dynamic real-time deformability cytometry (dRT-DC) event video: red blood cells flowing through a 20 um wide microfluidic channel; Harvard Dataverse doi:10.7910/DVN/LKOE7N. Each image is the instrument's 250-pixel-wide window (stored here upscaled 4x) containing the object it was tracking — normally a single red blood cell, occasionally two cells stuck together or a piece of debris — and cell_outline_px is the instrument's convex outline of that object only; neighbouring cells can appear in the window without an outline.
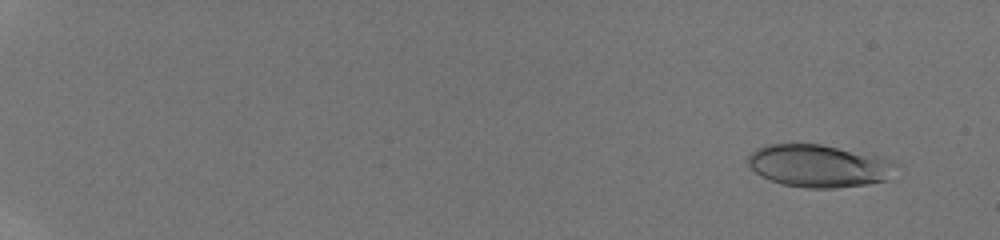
{"species": "human", "species_latin": "Homo sapiens", "temperature_condition": "room temperature", "stored_images_in_passage": 15, "camera_frame_rate_fps": 3000, "um_per_image_px": 0.085, "donor": {"sex": "male"}, "frame": {"image": 1, "passage_image": 4, "time_ms": 1.333, "image_size_px": [1000, 240], "cell_outline_px": [[900, 164], [884, 180], [868, 184], [836, 188], [808, 188], [780, 184], [760, 176], [748, 164], [748, 156], [756, 148], [768, 144], [820, 144], [884, 156], [896, 160]], "centroid_in_image_um": [69.64, 14.09], "position_along_channel_um": 15.4, "area_um2": 37.05}}
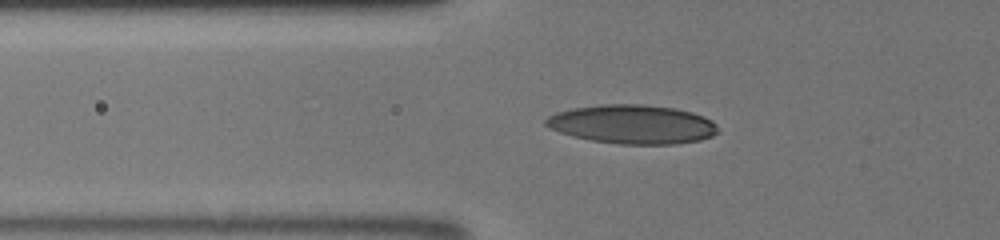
{"frame": {"image": 2, "passage_image": 13, "time_ms": 7.333, "image_size_px": [1000, 240], "cell_outline_px": [[720, 132], [712, 136], [700, 140], [676, 144], [620, 144], [592, 140], [572, 136], [560, 132], [544, 124], [544, 120], [548, 116], [556, 112], [572, 108], [600, 104], [644, 104], [676, 108], [692, 112], [704, 116], [712, 120], [716, 124]], "centroid_in_image_um": [53.79, 10.56], "position_along_channel_um": 72.0, "area_um2": 39.3}}
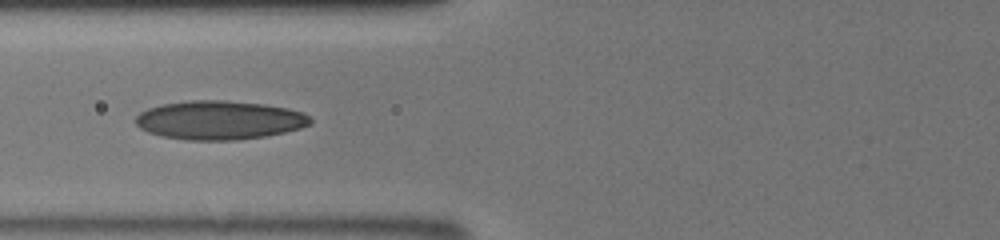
{"frame": {"image": 3, "passage_image": 14, "time_ms": 8.333, "image_size_px": [1000, 240], "cell_outline_px": [[312, 124], [300, 128], [284, 132], [264, 136], [236, 140], [188, 140], [160, 136], [148, 132], [140, 128], [136, 124], [136, 116], [140, 112], [148, 108], [164, 104], [192, 100], [224, 100], [264, 104], [288, 108], [304, 112], [312, 120]], "centroid_in_image_um": [18.66, 10.21], "position_along_channel_um": 107.1, "area_um2": 39.54}}